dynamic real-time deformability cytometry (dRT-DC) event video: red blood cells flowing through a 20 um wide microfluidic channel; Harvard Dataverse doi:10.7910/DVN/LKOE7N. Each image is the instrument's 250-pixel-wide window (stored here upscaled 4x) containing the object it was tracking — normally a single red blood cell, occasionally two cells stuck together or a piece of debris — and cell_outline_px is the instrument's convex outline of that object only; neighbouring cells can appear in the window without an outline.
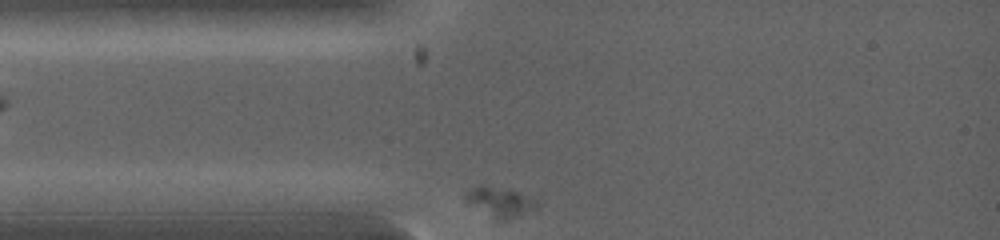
{"species": "common noctule bat (a hibernating species)", "species_latin": "Nyctalus noctula", "temperature_condition": "warm", "stored_images_in_passage": 6, "segment_of_instrument_passage": [2, 2], "camera_frame_rate_fps": 5000, "um_per_image_px": 0.085, "animal": {"sex": "female", "body_mass_g": 19.0, "forearm_length_mm": 53.3}, "frame": {"image": 1, "passage_image": 4, "time_ms": 2.6, "image_size_px": [1000, 240], "cell_outline_px": [[536, 208], [504, 220], [496, 220], [468, 200], [464, 196], [472, 188], [480, 184], [484, 184], [516, 192], [536, 200]], "centroid_in_image_um": [42.49, 17.14], "position_along_channel_um": 42.5, "area_um2": 11.44}}
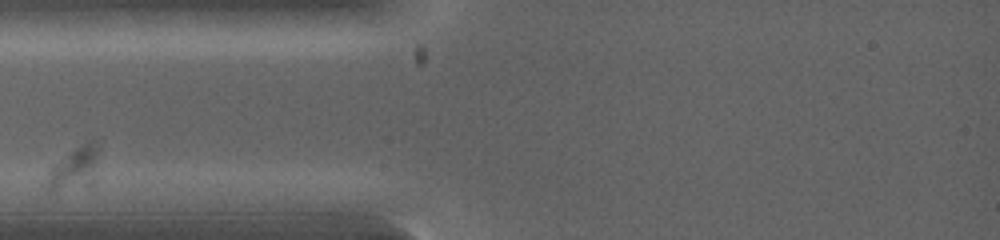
{"frame": {"image": 2, "passage_image": 5, "time_ms": 3.4, "image_size_px": [1000, 240], "cell_outline_px": [[96, 184], [52, 196], [48, 192], [48, 180], [52, 168], [76, 148], [92, 140], [96, 144]], "centroid_in_image_um": [6.33, 14.5], "position_along_channel_um": 78.7, "area_um2": 12.83}}
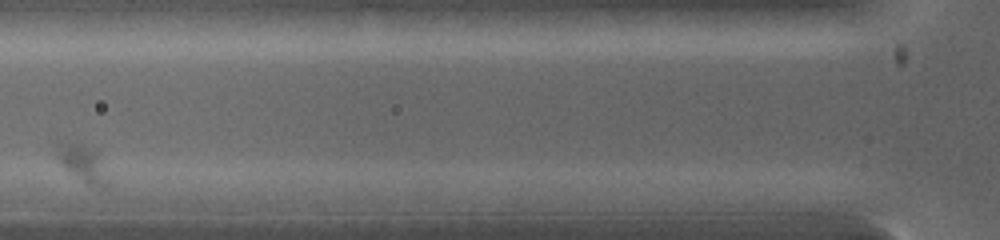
{"frame": {"image": 3, "passage_image": 6, "time_ms": 4.2, "image_size_px": [1000, 240], "cell_outline_px": [[112, 188], [108, 192], [100, 192], [92, 188], [72, 172], [64, 164], [56, 148], [56, 144], [80, 144], [92, 152], [96, 156], [112, 180]], "centroid_in_image_um": [7.25, 14.13], "position_along_channel_um": 118.5, "area_um2": 10.64}}